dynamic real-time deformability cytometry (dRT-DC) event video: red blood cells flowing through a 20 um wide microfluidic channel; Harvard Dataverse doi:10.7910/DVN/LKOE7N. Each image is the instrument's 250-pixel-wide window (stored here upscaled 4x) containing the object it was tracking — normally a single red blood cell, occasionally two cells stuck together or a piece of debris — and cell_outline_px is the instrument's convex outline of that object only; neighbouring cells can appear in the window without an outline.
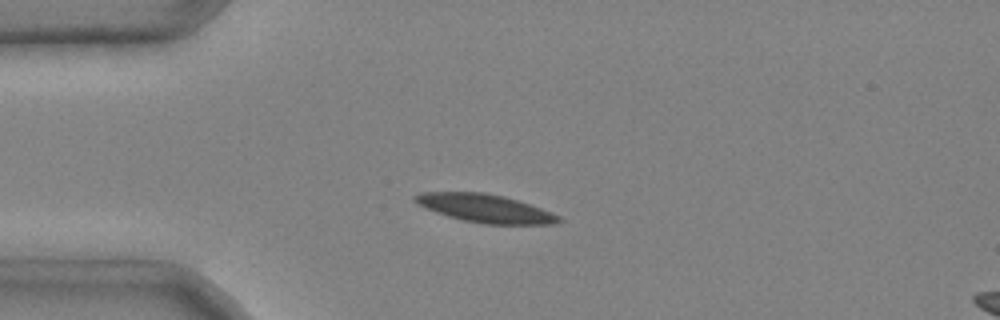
{"species": "common noctule bat (a hibernating species)", "species_latin": "Nyctalus noctula", "temperature_condition": "cold", "stored_images_in_passage": 4, "camera_frame_rate_fps": 3000, "um_per_image_px": 0.085, "animal": {"sex": "male", "body_mass_g": 20.4}, "frame": {"image": 1, "passage_image": 4, "time_ms": 1.0, "image_size_px": [1000, 320], "cell_outline_px": [[564, 220], [556, 224], [484, 224], [464, 220], [448, 216], [424, 208], [416, 204], [412, 200], [412, 196], [420, 192], [484, 192], [504, 196], [552, 212], [560, 216]], "centroid_in_image_um": [41.2, 17.7], "position_along_channel_um": 43.8, "area_um2": 23.7}}